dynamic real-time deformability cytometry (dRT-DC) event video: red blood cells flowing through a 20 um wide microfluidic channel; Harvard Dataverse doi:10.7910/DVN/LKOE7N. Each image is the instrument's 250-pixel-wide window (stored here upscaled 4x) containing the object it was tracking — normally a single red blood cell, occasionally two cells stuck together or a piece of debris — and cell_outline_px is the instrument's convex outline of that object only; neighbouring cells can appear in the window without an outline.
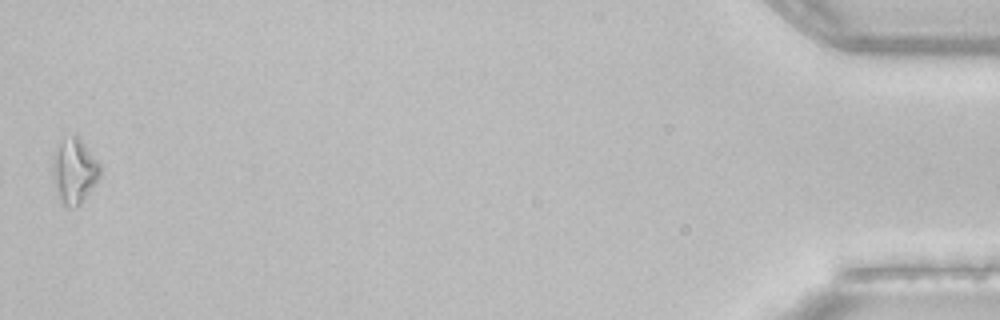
{"species": "common noctule bat (a hibernating species)", "species_latin": "Nyctalus noctula", "temperature_condition": "room temperature", "stored_images_in_passage": 34, "camera_frame_rate_fps": 3000, "um_per_image_px": 0.085, "animal": {"sex": "female", "body_mass_g": 22.7, "forearm_length_mm": 54.2}, "frame": {"image": 1, "passage_image": 34, "time_ms": 11.0, "image_size_px": [1000, 320], "cell_outline_px": [[100, 176], [80, 204], [72, 208], [68, 208], [64, 204], [56, 192], [52, 176], [56, 152], [64, 136], [76, 136], [84, 144], [100, 164]], "centroid_in_image_um": [6.32, 14.56], "position_along_channel_um": 428.9, "area_um2": 17.34}}